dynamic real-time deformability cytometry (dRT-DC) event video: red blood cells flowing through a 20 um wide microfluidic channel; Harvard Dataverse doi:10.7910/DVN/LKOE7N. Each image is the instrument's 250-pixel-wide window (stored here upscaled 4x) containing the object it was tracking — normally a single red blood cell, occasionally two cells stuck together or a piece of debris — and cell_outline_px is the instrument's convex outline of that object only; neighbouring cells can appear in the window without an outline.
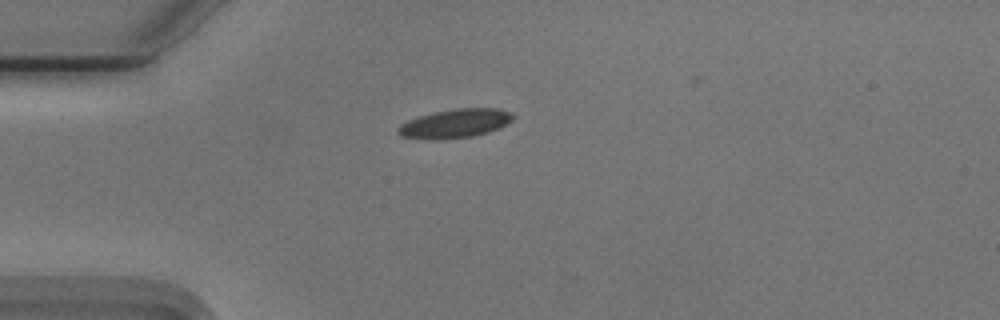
{"species": "Egyptian fruit bat (a non-hibernating species)", "species_latin": "Rousettus aegyptiacus", "temperature_condition": "cold", "stored_images_in_passage": 36, "camera_frame_rate_fps": 3000, "um_per_image_px": 0.085, "animal": {"sex": "male"}, "frame": {"image": 1, "passage_image": 1, "time_ms": 0.0, "image_size_px": [1000, 320], "cell_outline_px": [[516, 116], [512, 120], [500, 128], [488, 132], [472, 136], [440, 140], [428, 140], [400, 136], [396, 132], [396, 128], [400, 124], [408, 120], [432, 112], [456, 108], [496, 108], [512, 112]], "centroid_in_image_um": [38.66, 10.5], "position_along_channel_um": 46.3, "area_um2": 19.65}}
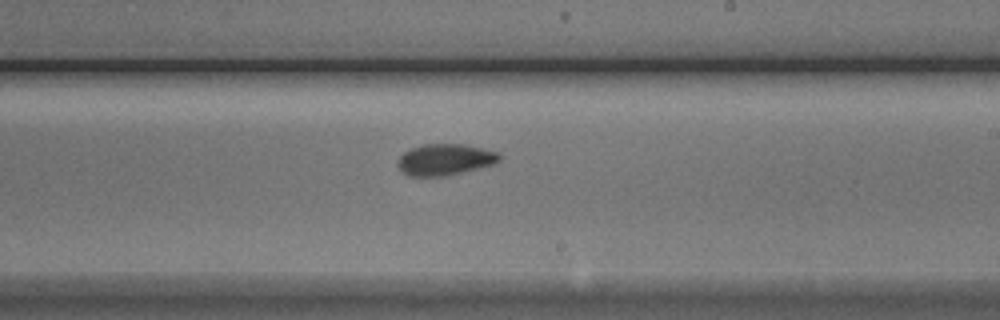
{"frame": {"image": 2, "passage_image": 19, "time_ms": 6.0, "image_size_px": [1000, 320], "cell_outline_px": [[500, 160], [496, 164], [444, 176], [408, 176], [400, 172], [396, 164], [396, 160], [404, 152], [412, 148], [424, 144], [464, 144], [500, 152]], "centroid_in_image_um": [37.8, 13.57], "position_along_channel_um": 251.2, "area_um2": 18.79}}
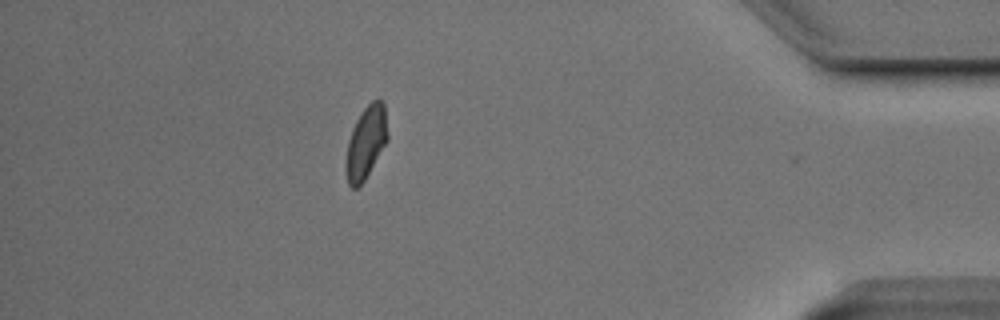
{"frame": {"image": 3, "passage_image": 35, "time_ms": 11.333, "image_size_px": [1000, 320], "cell_outline_px": [[388, 140], [364, 180], [356, 188], [352, 188], [348, 184], [344, 164], [348, 140], [352, 128], [356, 120], [364, 108], [372, 100], [380, 96], [384, 104], [388, 136]], "centroid_in_image_um": [31.1, 12.08], "position_along_channel_um": 404.1, "area_um2": 17.74}, "authors_computed_cell_mechanics": {"area_um2": 18.5249, "velocity_mm_per_s": 3.7241, "shape_relaxation_time_tau1_ms": 10.8724, "shape_relaxation_time_tau2_ms": 2.434, "deformation_change_tau1": 0.1885, "deformation_change_tau2": 0.0692}}